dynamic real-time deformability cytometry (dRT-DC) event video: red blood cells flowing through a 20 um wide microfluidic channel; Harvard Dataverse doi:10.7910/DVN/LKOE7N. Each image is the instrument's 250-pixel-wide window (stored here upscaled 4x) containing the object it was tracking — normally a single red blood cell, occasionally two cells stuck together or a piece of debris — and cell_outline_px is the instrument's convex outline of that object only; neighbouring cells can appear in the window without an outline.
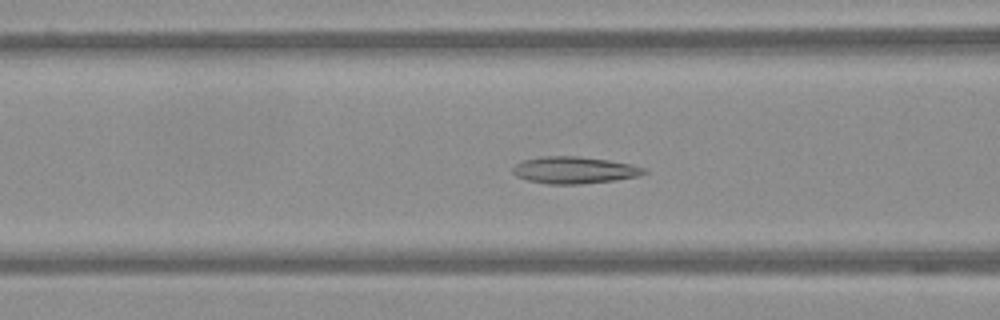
{"species": "Egyptian fruit bat (a non-hibernating species)", "species_latin": "Rousettus aegyptiacus", "temperature_condition": "warm", "stored_images_in_passage": 57, "camera_frame_rate_fps": 3000, "um_per_image_px": 0.085, "frame": {"image": 1, "passage_image": 23, "time_ms": 7.333, "image_size_px": [1000, 320], "cell_outline_px": [[648, 172], [640, 176], [616, 180], [580, 184], [548, 184], [528, 180], [516, 176], [512, 172], [512, 168], [516, 164], [524, 160], [540, 156], [576, 156], [608, 160], [632, 164], [644, 168]], "centroid_in_image_um": [48.83, 14.46], "position_along_channel_um": 117.8, "area_um2": 20.63}}
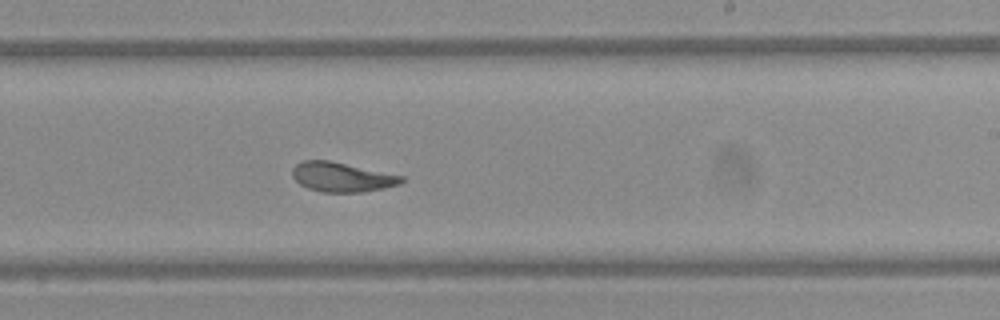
{"frame": {"image": 2, "passage_image": 35, "time_ms": 11.333, "image_size_px": [1000, 320], "cell_outline_px": [[404, 180], [400, 184], [384, 188], [364, 192], [324, 192], [308, 188], [300, 184], [292, 176], [292, 168], [300, 160], [328, 160], [404, 176]], "centroid_in_image_um": [29.05, 15.05], "position_along_channel_um": 260.0, "area_um2": 18.73}}
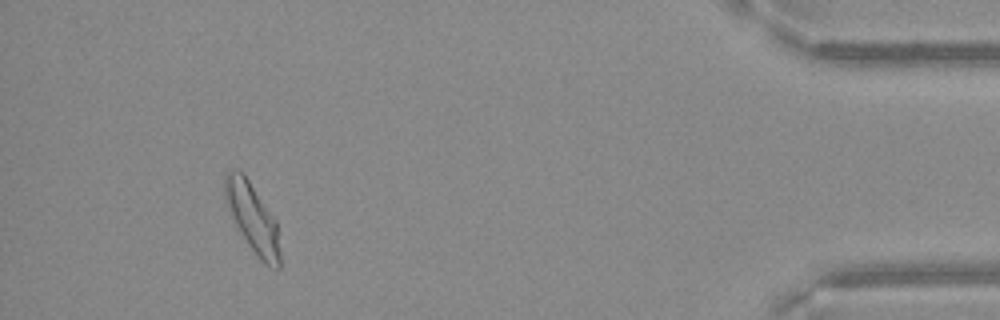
{"frame": {"image": 3, "passage_image": 53, "time_ms": 17.333, "image_size_px": [1000, 320], "cell_outline_px": [[280, 268], [276, 268], [264, 264], [256, 256], [240, 232], [232, 216], [224, 196], [224, 172], [232, 168], [236, 168], [244, 172], [276, 220], [280, 252]], "centroid_in_image_um": [21.45, 18.46], "position_along_channel_um": 413.7, "area_um2": 22.25}}